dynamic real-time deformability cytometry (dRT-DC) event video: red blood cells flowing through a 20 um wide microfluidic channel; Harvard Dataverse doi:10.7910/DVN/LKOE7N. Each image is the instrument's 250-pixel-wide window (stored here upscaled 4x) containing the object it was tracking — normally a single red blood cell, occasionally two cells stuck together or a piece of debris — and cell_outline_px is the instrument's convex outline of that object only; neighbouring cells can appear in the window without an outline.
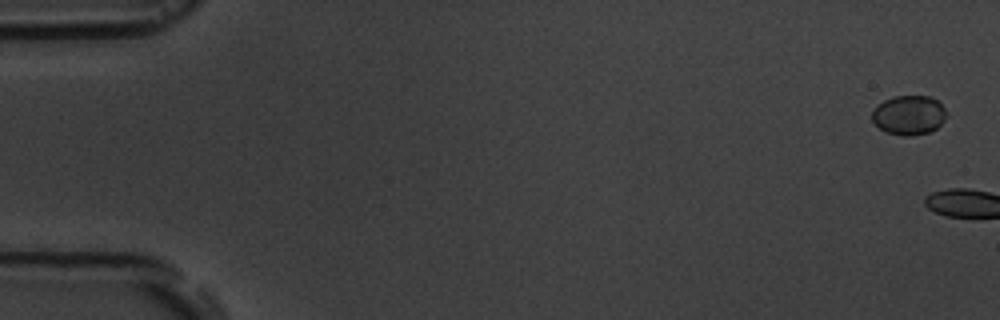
{"species": "common noctule bat (a hibernating species)", "species_latin": "Nyctalus noctula", "temperature_condition": "room temperature", "stored_images_in_passage": 6, "camera_frame_rate_fps": 3000, "um_per_image_px": 0.085, "animal": {"sex": "male", "body_mass_g": 19.5, "forearm_length_mm": 54.6}, "frame": {"image": 1, "passage_image": 1, "time_ms": 0.0, "image_size_px": [1000, 320], "cell_outline_px": [[948, 116], [936, 128], [928, 132], [912, 136], [904, 136], [888, 132], [880, 128], [872, 120], [872, 112], [884, 100], [892, 96], [928, 96], [936, 100], [944, 108]], "centroid_in_image_um": [77.27, 9.78], "position_along_channel_um": 7.7, "area_um2": 16.88}}